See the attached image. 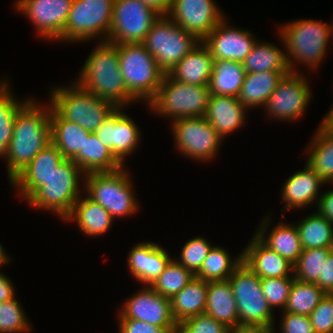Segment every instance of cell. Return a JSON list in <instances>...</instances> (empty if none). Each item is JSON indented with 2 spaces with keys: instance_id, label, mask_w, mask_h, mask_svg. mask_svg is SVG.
Masks as SVG:
<instances>
[{
  "instance_id": "5b68a950",
  "label": "cell",
  "mask_w": 333,
  "mask_h": 333,
  "mask_svg": "<svg viewBox=\"0 0 333 333\" xmlns=\"http://www.w3.org/2000/svg\"><path fill=\"white\" fill-rule=\"evenodd\" d=\"M126 168L123 166L112 172L88 173L81 180L83 192H86L84 195L101 204L114 220L135 215L141 205Z\"/></svg>"
},
{
  "instance_id": "1f68e13d",
  "label": "cell",
  "mask_w": 333,
  "mask_h": 333,
  "mask_svg": "<svg viewBox=\"0 0 333 333\" xmlns=\"http://www.w3.org/2000/svg\"><path fill=\"white\" fill-rule=\"evenodd\" d=\"M73 161L85 174L112 172L123 167L94 133H90L85 139L83 149L80 150Z\"/></svg>"
},
{
  "instance_id": "ffe728a7",
  "label": "cell",
  "mask_w": 333,
  "mask_h": 333,
  "mask_svg": "<svg viewBox=\"0 0 333 333\" xmlns=\"http://www.w3.org/2000/svg\"><path fill=\"white\" fill-rule=\"evenodd\" d=\"M65 160L58 148L51 142L11 181L19 199L26 201ZM20 194V195H19Z\"/></svg>"
},
{
  "instance_id": "816d5d0a",
  "label": "cell",
  "mask_w": 333,
  "mask_h": 333,
  "mask_svg": "<svg viewBox=\"0 0 333 333\" xmlns=\"http://www.w3.org/2000/svg\"><path fill=\"white\" fill-rule=\"evenodd\" d=\"M13 285V281L0 272V302L9 300L16 296V291Z\"/></svg>"
},
{
  "instance_id": "4fadbf2b",
  "label": "cell",
  "mask_w": 333,
  "mask_h": 333,
  "mask_svg": "<svg viewBox=\"0 0 333 333\" xmlns=\"http://www.w3.org/2000/svg\"><path fill=\"white\" fill-rule=\"evenodd\" d=\"M160 16L141 0H114L107 41L115 45L142 43Z\"/></svg>"
},
{
  "instance_id": "5bb4252c",
  "label": "cell",
  "mask_w": 333,
  "mask_h": 333,
  "mask_svg": "<svg viewBox=\"0 0 333 333\" xmlns=\"http://www.w3.org/2000/svg\"><path fill=\"white\" fill-rule=\"evenodd\" d=\"M307 78L300 72L283 76L263 108L270 119L294 122L304 115L313 97Z\"/></svg>"
},
{
  "instance_id": "836d02e7",
  "label": "cell",
  "mask_w": 333,
  "mask_h": 333,
  "mask_svg": "<svg viewBox=\"0 0 333 333\" xmlns=\"http://www.w3.org/2000/svg\"><path fill=\"white\" fill-rule=\"evenodd\" d=\"M246 71L241 62L214 60L209 90L213 95L238 97Z\"/></svg>"
},
{
  "instance_id": "74e56055",
  "label": "cell",
  "mask_w": 333,
  "mask_h": 333,
  "mask_svg": "<svg viewBox=\"0 0 333 333\" xmlns=\"http://www.w3.org/2000/svg\"><path fill=\"white\" fill-rule=\"evenodd\" d=\"M8 80L0 81V157L8 150L10 141L13 134V127L15 116L19 110L30 100L16 99V96L12 93V89L7 82Z\"/></svg>"
},
{
  "instance_id": "4dcf8cb0",
  "label": "cell",
  "mask_w": 333,
  "mask_h": 333,
  "mask_svg": "<svg viewBox=\"0 0 333 333\" xmlns=\"http://www.w3.org/2000/svg\"><path fill=\"white\" fill-rule=\"evenodd\" d=\"M208 282L195 277L171 299V310L177 323L203 314L207 300Z\"/></svg>"
},
{
  "instance_id": "681fc988",
  "label": "cell",
  "mask_w": 333,
  "mask_h": 333,
  "mask_svg": "<svg viewBox=\"0 0 333 333\" xmlns=\"http://www.w3.org/2000/svg\"><path fill=\"white\" fill-rule=\"evenodd\" d=\"M315 284L326 294H333V253L323 263L322 277H319Z\"/></svg>"
},
{
  "instance_id": "ac0fdd59",
  "label": "cell",
  "mask_w": 333,
  "mask_h": 333,
  "mask_svg": "<svg viewBox=\"0 0 333 333\" xmlns=\"http://www.w3.org/2000/svg\"><path fill=\"white\" fill-rule=\"evenodd\" d=\"M125 107H117L94 132L100 141L123 165L125 159L140 145L141 132L133 119L127 115Z\"/></svg>"
},
{
  "instance_id": "9f6ffc18",
  "label": "cell",
  "mask_w": 333,
  "mask_h": 333,
  "mask_svg": "<svg viewBox=\"0 0 333 333\" xmlns=\"http://www.w3.org/2000/svg\"><path fill=\"white\" fill-rule=\"evenodd\" d=\"M6 252L7 251H5L4 247L0 243V269L2 268V266H6V264H9L11 261L10 255H8Z\"/></svg>"
},
{
  "instance_id": "8d00e7d4",
  "label": "cell",
  "mask_w": 333,
  "mask_h": 333,
  "mask_svg": "<svg viewBox=\"0 0 333 333\" xmlns=\"http://www.w3.org/2000/svg\"><path fill=\"white\" fill-rule=\"evenodd\" d=\"M242 262V251L235 258H231L226 248L213 246L195 277L207 282L228 280Z\"/></svg>"
},
{
  "instance_id": "3957f363",
  "label": "cell",
  "mask_w": 333,
  "mask_h": 333,
  "mask_svg": "<svg viewBox=\"0 0 333 333\" xmlns=\"http://www.w3.org/2000/svg\"><path fill=\"white\" fill-rule=\"evenodd\" d=\"M278 27L277 33L285 48L291 72L299 73L295 66L297 62L299 65H308L310 71L316 72L320 63L325 61L327 47L333 40V23L329 25L317 19H297Z\"/></svg>"
},
{
  "instance_id": "6da1fadb",
  "label": "cell",
  "mask_w": 333,
  "mask_h": 333,
  "mask_svg": "<svg viewBox=\"0 0 333 333\" xmlns=\"http://www.w3.org/2000/svg\"><path fill=\"white\" fill-rule=\"evenodd\" d=\"M50 111V103L45 106L30 98L16 114L10 145L2 157L7 163L8 182L51 143Z\"/></svg>"
},
{
  "instance_id": "60d3db41",
  "label": "cell",
  "mask_w": 333,
  "mask_h": 333,
  "mask_svg": "<svg viewBox=\"0 0 333 333\" xmlns=\"http://www.w3.org/2000/svg\"><path fill=\"white\" fill-rule=\"evenodd\" d=\"M332 253V248L303 249L294 264V277L302 282L316 283L322 277L323 263Z\"/></svg>"
},
{
  "instance_id": "4316f807",
  "label": "cell",
  "mask_w": 333,
  "mask_h": 333,
  "mask_svg": "<svg viewBox=\"0 0 333 333\" xmlns=\"http://www.w3.org/2000/svg\"><path fill=\"white\" fill-rule=\"evenodd\" d=\"M213 58L202 41L168 73L176 81L193 85H209Z\"/></svg>"
},
{
  "instance_id": "f35d334b",
  "label": "cell",
  "mask_w": 333,
  "mask_h": 333,
  "mask_svg": "<svg viewBox=\"0 0 333 333\" xmlns=\"http://www.w3.org/2000/svg\"><path fill=\"white\" fill-rule=\"evenodd\" d=\"M325 294L315 283L302 282L295 278L282 312L310 316Z\"/></svg>"
},
{
  "instance_id": "d590c367",
  "label": "cell",
  "mask_w": 333,
  "mask_h": 333,
  "mask_svg": "<svg viewBox=\"0 0 333 333\" xmlns=\"http://www.w3.org/2000/svg\"><path fill=\"white\" fill-rule=\"evenodd\" d=\"M316 212V213H315ZM297 221L302 249L332 248L333 224L318 211Z\"/></svg>"
},
{
  "instance_id": "8992f818",
  "label": "cell",
  "mask_w": 333,
  "mask_h": 333,
  "mask_svg": "<svg viewBox=\"0 0 333 333\" xmlns=\"http://www.w3.org/2000/svg\"><path fill=\"white\" fill-rule=\"evenodd\" d=\"M81 178H85V173L80 167L73 160L65 159L26 202L33 209L50 211L64 220L83 194Z\"/></svg>"
},
{
  "instance_id": "30bf717a",
  "label": "cell",
  "mask_w": 333,
  "mask_h": 333,
  "mask_svg": "<svg viewBox=\"0 0 333 333\" xmlns=\"http://www.w3.org/2000/svg\"><path fill=\"white\" fill-rule=\"evenodd\" d=\"M200 42L167 15H161L142 44L155 58L158 67L168 74Z\"/></svg>"
},
{
  "instance_id": "f5cc1de1",
  "label": "cell",
  "mask_w": 333,
  "mask_h": 333,
  "mask_svg": "<svg viewBox=\"0 0 333 333\" xmlns=\"http://www.w3.org/2000/svg\"><path fill=\"white\" fill-rule=\"evenodd\" d=\"M145 5L151 7L160 15H167L172 0H141Z\"/></svg>"
},
{
  "instance_id": "cb8c5ba5",
  "label": "cell",
  "mask_w": 333,
  "mask_h": 333,
  "mask_svg": "<svg viewBox=\"0 0 333 333\" xmlns=\"http://www.w3.org/2000/svg\"><path fill=\"white\" fill-rule=\"evenodd\" d=\"M262 218L258 226V230L254 233L267 247L277 252L280 256L287 259L293 265L298 261L302 253V246L300 242L299 232L295 223H286L281 219L271 227L272 218L271 214H266ZM269 215V216H268ZM268 230H270L268 232Z\"/></svg>"
},
{
  "instance_id": "ee69618b",
  "label": "cell",
  "mask_w": 333,
  "mask_h": 333,
  "mask_svg": "<svg viewBox=\"0 0 333 333\" xmlns=\"http://www.w3.org/2000/svg\"><path fill=\"white\" fill-rule=\"evenodd\" d=\"M294 279L295 277L260 278L263 294L273 312L278 307L284 311Z\"/></svg>"
},
{
  "instance_id": "d6a6232c",
  "label": "cell",
  "mask_w": 333,
  "mask_h": 333,
  "mask_svg": "<svg viewBox=\"0 0 333 333\" xmlns=\"http://www.w3.org/2000/svg\"><path fill=\"white\" fill-rule=\"evenodd\" d=\"M310 141L306 163L324 183H333V135L320 125Z\"/></svg>"
},
{
  "instance_id": "ba28073f",
  "label": "cell",
  "mask_w": 333,
  "mask_h": 333,
  "mask_svg": "<svg viewBox=\"0 0 333 333\" xmlns=\"http://www.w3.org/2000/svg\"><path fill=\"white\" fill-rule=\"evenodd\" d=\"M119 69L129 94L138 103L154 98L165 73L142 43L118 45Z\"/></svg>"
},
{
  "instance_id": "db71d44e",
  "label": "cell",
  "mask_w": 333,
  "mask_h": 333,
  "mask_svg": "<svg viewBox=\"0 0 333 333\" xmlns=\"http://www.w3.org/2000/svg\"><path fill=\"white\" fill-rule=\"evenodd\" d=\"M320 125L333 135V105L329 108V111L325 115Z\"/></svg>"
},
{
  "instance_id": "2e32d148",
  "label": "cell",
  "mask_w": 333,
  "mask_h": 333,
  "mask_svg": "<svg viewBox=\"0 0 333 333\" xmlns=\"http://www.w3.org/2000/svg\"><path fill=\"white\" fill-rule=\"evenodd\" d=\"M167 16L200 41L226 17L214 0H172Z\"/></svg>"
},
{
  "instance_id": "484cf974",
  "label": "cell",
  "mask_w": 333,
  "mask_h": 333,
  "mask_svg": "<svg viewBox=\"0 0 333 333\" xmlns=\"http://www.w3.org/2000/svg\"><path fill=\"white\" fill-rule=\"evenodd\" d=\"M63 221L75 222L85 236L98 237L110 231L114 218L101 204L81 195Z\"/></svg>"
},
{
  "instance_id": "c3c4849f",
  "label": "cell",
  "mask_w": 333,
  "mask_h": 333,
  "mask_svg": "<svg viewBox=\"0 0 333 333\" xmlns=\"http://www.w3.org/2000/svg\"><path fill=\"white\" fill-rule=\"evenodd\" d=\"M119 333H170L167 329L133 318H118Z\"/></svg>"
},
{
  "instance_id": "6f0895ef",
  "label": "cell",
  "mask_w": 333,
  "mask_h": 333,
  "mask_svg": "<svg viewBox=\"0 0 333 333\" xmlns=\"http://www.w3.org/2000/svg\"><path fill=\"white\" fill-rule=\"evenodd\" d=\"M171 333H194L183 322L176 323Z\"/></svg>"
},
{
  "instance_id": "277c9868",
  "label": "cell",
  "mask_w": 333,
  "mask_h": 333,
  "mask_svg": "<svg viewBox=\"0 0 333 333\" xmlns=\"http://www.w3.org/2000/svg\"><path fill=\"white\" fill-rule=\"evenodd\" d=\"M51 107L64 119L94 133L117 108L112 102L85 91L75 81L49 90Z\"/></svg>"
},
{
  "instance_id": "f6af8a7d",
  "label": "cell",
  "mask_w": 333,
  "mask_h": 333,
  "mask_svg": "<svg viewBox=\"0 0 333 333\" xmlns=\"http://www.w3.org/2000/svg\"><path fill=\"white\" fill-rule=\"evenodd\" d=\"M315 333H333V294H325L310 314Z\"/></svg>"
},
{
  "instance_id": "603a6c76",
  "label": "cell",
  "mask_w": 333,
  "mask_h": 333,
  "mask_svg": "<svg viewBox=\"0 0 333 333\" xmlns=\"http://www.w3.org/2000/svg\"><path fill=\"white\" fill-rule=\"evenodd\" d=\"M242 258L260 278L294 277V265L267 247L255 234L243 248Z\"/></svg>"
},
{
  "instance_id": "7dc6e473",
  "label": "cell",
  "mask_w": 333,
  "mask_h": 333,
  "mask_svg": "<svg viewBox=\"0 0 333 333\" xmlns=\"http://www.w3.org/2000/svg\"><path fill=\"white\" fill-rule=\"evenodd\" d=\"M280 330L281 333H315L310 316L295 313L282 312ZM274 332L276 333L275 328Z\"/></svg>"
},
{
  "instance_id": "bcb514c9",
  "label": "cell",
  "mask_w": 333,
  "mask_h": 333,
  "mask_svg": "<svg viewBox=\"0 0 333 333\" xmlns=\"http://www.w3.org/2000/svg\"><path fill=\"white\" fill-rule=\"evenodd\" d=\"M194 333H230L231 329L224 323L203 313L190 317L183 322Z\"/></svg>"
},
{
  "instance_id": "f907efd6",
  "label": "cell",
  "mask_w": 333,
  "mask_h": 333,
  "mask_svg": "<svg viewBox=\"0 0 333 333\" xmlns=\"http://www.w3.org/2000/svg\"><path fill=\"white\" fill-rule=\"evenodd\" d=\"M316 210L333 224V189L321 194Z\"/></svg>"
},
{
  "instance_id": "e0dca14e",
  "label": "cell",
  "mask_w": 333,
  "mask_h": 333,
  "mask_svg": "<svg viewBox=\"0 0 333 333\" xmlns=\"http://www.w3.org/2000/svg\"><path fill=\"white\" fill-rule=\"evenodd\" d=\"M143 287L124 301L117 318H133L171 333L177 322L172 315L170 299L158 294L150 285Z\"/></svg>"
},
{
  "instance_id": "d6986e66",
  "label": "cell",
  "mask_w": 333,
  "mask_h": 333,
  "mask_svg": "<svg viewBox=\"0 0 333 333\" xmlns=\"http://www.w3.org/2000/svg\"><path fill=\"white\" fill-rule=\"evenodd\" d=\"M227 19V20H226ZM228 17L218 23L202 43L209 49L213 60L243 62L257 41L249 30L228 24Z\"/></svg>"
},
{
  "instance_id": "e575fe53",
  "label": "cell",
  "mask_w": 333,
  "mask_h": 333,
  "mask_svg": "<svg viewBox=\"0 0 333 333\" xmlns=\"http://www.w3.org/2000/svg\"><path fill=\"white\" fill-rule=\"evenodd\" d=\"M284 50L273 43L257 40L251 52L242 62L246 73L291 71Z\"/></svg>"
},
{
  "instance_id": "ab89813d",
  "label": "cell",
  "mask_w": 333,
  "mask_h": 333,
  "mask_svg": "<svg viewBox=\"0 0 333 333\" xmlns=\"http://www.w3.org/2000/svg\"><path fill=\"white\" fill-rule=\"evenodd\" d=\"M194 278L195 275L179 264L173 257L163 270V273L150 286L158 294L171 299Z\"/></svg>"
},
{
  "instance_id": "f1b7e54d",
  "label": "cell",
  "mask_w": 333,
  "mask_h": 333,
  "mask_svg": "<svg viewBox=\"0 0 333 333\" xmlns=\"http://www.w3.org/2000/svg\"><path fill=\"white\" fill-rule=\"evenodd\" d=\"M289 73L291 71L246 73L237 97L239 102L249 110L255 107H264L268 98L276 90L278 82Z\"/></svg>"
},
{
  "instance_id": "b9f144b4",
  "label": "cell",
  "mask_w": 333,
  "mask_h": 333,
  "mask_svg": "<svg viewBox=\"0 0 333 333\" xmlns=\"http://www.w3.org/2000/svg\"><path fill=\"white\" fill-rule=\"evenodd\" d=\"M16 296L0 302V333H27L32 328Z\"/></svg>"
},
{
  "instance_id": "8fae6325",
  "label": "cell",
  "mask_w": 333,
  "mask_h": 333,
  "mask_svg": "<svg viewBox=\"0 0 333 333\" xmlns=\"http://www.w3.org/2000/svg\"><path fill=\"white\" fill-rule=\"evenodd\" d=\"M114 0H73L62 42L78 43L96 39L107 41ZM100 38V39H99Z\"/></svg>"
},
{
  "instance_id": "7bdbcfd3",
  "label": "cell",
  "mask_w": 333,
  "mask_h": 333,
  "mask_svg": "<svg viewBox=\"0 0 333 333\" xmlns=\"http://www.w3.org/2000/svg\"><path fill=\"white\" fill-rule=\"evenodd\" d=\"M212 247V244L204 237L191 238L184 243L180 258L175 260L196 275Z\"/></svg>"
},
{
  "instance_id": "44dd1931",
  "label": "cell",
  "mask_w": 333,
  "mask_h": 333,
  "mask_svg": "<svg viewBox=\"0 0 333 333\" xmlns=\"http://www.w3.org/2000/svg\"><path fill=\"white\" fill-rule=\"evenodd\" d=\"M324 184L326 183L305 163L301 171H296L285 180L281 188L282 190H280L281 199L285 204L284 208L281 210V212H284L281 216H284L288 210H292L293 208L298 210L304 209L314 203L317 206L322 194L319 193V188Z\"/></svg>"
},
{
  "instance_id": "52a82bcc",
  "label": "cell",
  "mask_w": 333,
  "mask_h": 333,
  "mask_svg": "<svg viewBox=\"0 0 333 333\" xmlns=\"http://www.w3.org/2000/svg\"><path fill=\"white\" fill-rule=\"evenodd\" d=\"M211 92L208 85L186 84L165 74L159 89L147 107L155 115L175 121L180 118L205 117Z\"/></svg>"
},
{
  "instance_id": "11a10c76",
  "label": "cell",
  "mask_w": 333,
  "mask_h": 333,
  "mask_svg": "<svg viewBox=\"0 0 333 333\" xmlns=\"http://www.w3.org/2000/svg\"><path fill=\"white\" fill-rule=\"evenodd\" d=\"M230 333H275L273 328H239Z\"/></svg>"
},
{
  "instance_id": "f546056e",
  "label": "cell",
  "mask_w": 333,
  "mask_h": 333,
  "mask_svg": "<svg viewBox=\"0 0 333 333\" xmlns=\"http://www.w3.org/2000/svg\"><path fill=\"white\" fill-rule=\"evenodd\" d=\"M51 142L63 157L73 160L85 144L90 132L78 124L62 118L52 107L50 111Z\"/></svg>"
},
{
  "instance_id": "7a4b0ae2",
  "label": "cell",
  "mask_w": 333,
  "mask_h": 333,
  "mask_svg": "<svg viewBox=\"0 0 333 333\" xmlns=\"http://www.w3.org/2000/svg\"><path fill=\"white\" fill-rule=\"evenodd\" d=\"M75 82L85 91L112 102L116 107L135 104L136 100L129 94L119 69L118 45L108 41L96 42Z\"/></svg>"
},
{
  "instance_id": "d4e9b609",
  "label": "cell",
  "mask_w": 333,
  "mask_h": 333,
  "mask_svg": "<svg viewBox=\"0 0 333 333\" xmlns=\"http://www.w3.org/2000/svg\"><path fill=\"white\" fill-rule=\"evenodd\" d=\"M246 111L248 108L237 97L211 94L205 118L224 139L243 127L247 118Z\"/></svg>"
},
{
  "instance_id": "7402d4cb",
  "label": "cell",
  "mask_w": 333,
  "mask_h": 333,
  "mask_svg": "<svg viewBox=\"0 0 333 333\" xmlns=\"http://www.w3.org/2000/svg\"><path fill=\"white\" fill-rule=\"evenodd\" d=\"M172 259L167 250L155 242H141L131 248L127 265L138 283L151 285Z\"/></svg>"
},
{
  "instance_id": "9c48e42d",
  "label": "cell",
  "mask_w": 333,
  "mask_h": 333,
  "mask_svg": "<svg viewBox=\"0 0 333 333\" xmlns=\"http://www.w3.org/2000/svg\"><path fill=\"white\" fill-rule=\"evenodd\" d=\"M236 300L239 328H274L275 316L260 284V277L243 262L228 278Z\"/></svg>"
},
{
  "instance_id": "7c38bea8",
  "label": "cell",
  "mask_w": 333,
  "mask_h": 333,
  "mask_svg": "<svg viewBox=\"0 0 333 333\" xmlns=\"http://www.w3.org/2000/svg\"><path fill=\"white\" fill-rule=\"evenodd\" d=\"M170 126L174 146L182 156L202 163L218 154L223 138L205 117L180 118L171 121Z\"/></svg>"
},
{
  "instance_id": "9a60e30c",
  "label": "cell",
  "mask_w": 333,
  "mask_h": 333,
  "mask_svg": "<svg viewBox=\"0 0 333 333\" xmlns=\"http://www.w3.org/2000/svg\"><path fill=\"white\" fill-rule=\"evenodd\" d=\"M73 0H16L15 10L33 24L44 40L62 42L68 14Z\"/></svg>"
},
{
  "instance_id": "83f0119b",
  "label": "cell",
  "mask_w": 333,
  "mask_h": 333,
  "mask_svg": "<svg viewBox=\"0 0 333 333\" xmlns=\"http://www.w3.org/2000/svg\"><path fill=\"white\" fill-rule=\"evenodd\" d=\"M204 313L231 330L238 329V310L229 280L208 282Z\"/></svg>"
}]
</instances>
